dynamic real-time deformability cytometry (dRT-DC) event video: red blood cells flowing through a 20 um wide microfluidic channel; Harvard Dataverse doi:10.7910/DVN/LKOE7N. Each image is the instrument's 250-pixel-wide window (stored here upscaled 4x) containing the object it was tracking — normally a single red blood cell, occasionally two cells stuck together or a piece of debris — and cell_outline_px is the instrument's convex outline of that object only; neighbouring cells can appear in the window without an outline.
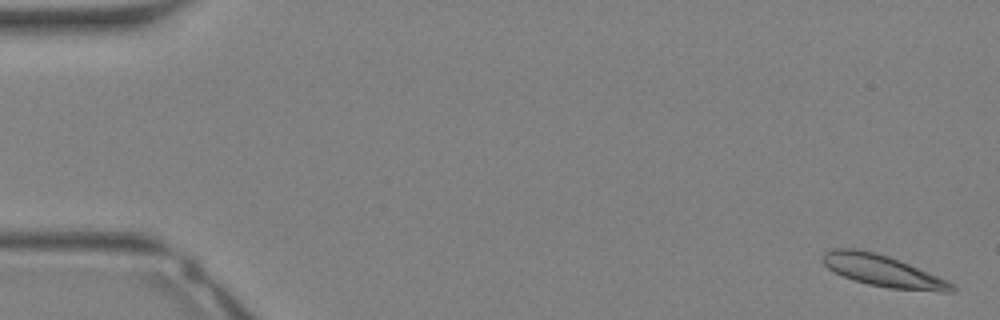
{"species": "Egyptian fruit bat (a non-hibernating species)", "species_latin": "Rousettus aegyptiacus", "temperature_condition": "warm", "stored_images_in_passage": 17, "camera_frame_rate_fps": 3000, "um_per_image_px": 0.085, "animal": {"sex": "female"}, "frame": {"image": 1, "passage_image": 1, "time_ms": 0.0, "image_size_px": [1000, 320], "cell_outline_px": [[956, 292], [940, 292], [888, 288], [868, 284], [844, 276], [828, 268], [820, 260], [824, 252], [832, 248], [856, 248], [888, 256], [908, 264], [936, 276], [952, 284], [956, 288]], "centroid_in_image_um": [74.99, 23.02], "position_along_channel_um": 10.0, "area_um2": 23.35}}
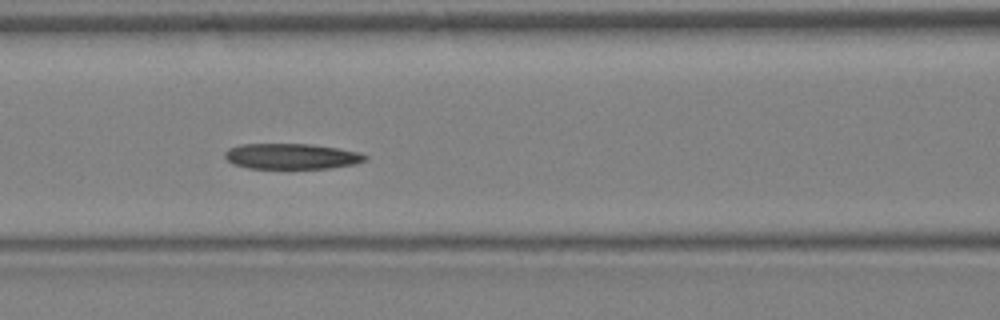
{"frame": {"image": 2, "passage_image": 15, "time_ms": 4.667, "image_size_px": [1000, 320], "cell_outline_px": [[368, 160], [356, 164], [328, 168], [248, 168], [232, 164], [224, 156], [224, 152], [228, 148], [240, 144], [312, 144], [360, 152], [368, 156]], "centroid_in_image_um": [24.79, 13.28], "position_along_channel_um": 141.8, "area_um2": 21.04}}
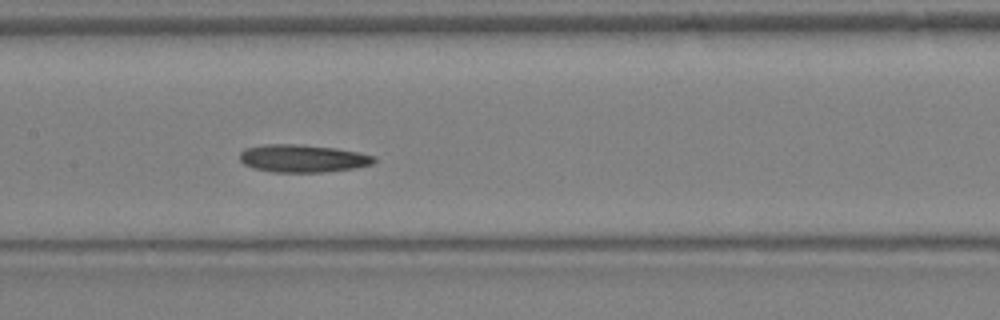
{"frame": {"image": 3, "passage_image": 17, "time_ms": 5.333, "image_size_px": [1000, 320], "cell_outline_px": [[376, 160], [372, 164], [356, 168], [324, 172], [272, 172], [252, 168], [244, 164], [240, 160], [240, 152], [244, 148], [264, 144], [300, 144], [336, 148], [360, 152], [376, 156]], "centroid_in_image_um": [25.74, 13.46], "position_along_channel_um": 181.7, "area_um2": 21.96}}